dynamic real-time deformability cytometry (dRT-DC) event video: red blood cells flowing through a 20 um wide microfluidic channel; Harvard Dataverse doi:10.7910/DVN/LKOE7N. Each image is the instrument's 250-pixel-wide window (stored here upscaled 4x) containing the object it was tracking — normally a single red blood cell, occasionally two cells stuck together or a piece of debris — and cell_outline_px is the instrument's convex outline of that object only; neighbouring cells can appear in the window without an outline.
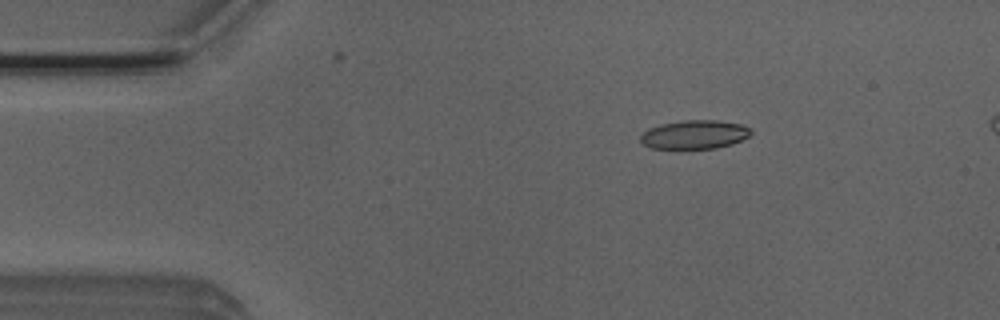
{"species": "Egyptian fruit bat (a non-hibernating species)", "species_latin": "Rousettus aegyptiacus", "temperature_condition": "room temperature", "stored_images_in_passage": 5, "camera_frame_rate_fps": 3000, "um_per_image_px": 0.085, "animal": {"sex": "male"}, "frame": {"image": 1, "passage_image": 3, "time_ms": 0.667, "image_size_px": [1000, 320], "cell_outline_px": [[752, 132], [748, 136], [732, 144], [716, 148], [680, 152], [652, 148], [644, 144], [640, 140], [640, 136], [648, 128], [660, 124], [684, 120], [716, 120], [740, 124], [752, 128]], "centroid_in_image_um": [58.99, 11.49], "position_along_channel_um": 26.0, "area_um2": 19.31}}